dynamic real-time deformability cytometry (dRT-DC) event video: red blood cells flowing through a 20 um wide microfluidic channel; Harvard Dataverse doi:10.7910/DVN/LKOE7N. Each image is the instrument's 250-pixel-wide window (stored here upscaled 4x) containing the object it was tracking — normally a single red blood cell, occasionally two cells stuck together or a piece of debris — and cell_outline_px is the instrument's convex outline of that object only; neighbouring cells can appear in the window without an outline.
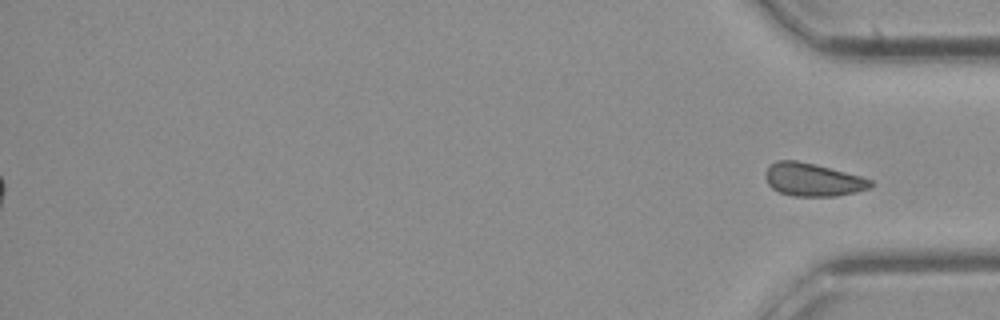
{"species": "common noctule bat (a hibernating species)", "species_latin": "Nyctalus noctula", "temperature_condition": "cold", "stored_images_in_passage": 26, "segment_of_instrument_passage": [2, 2], "camera_frame_rate_fps": 3000, "um_per_image_px": 0.085, "animal": {"sex": "female", "body_mass_g": 21.9}, "frame": {"image": 1, "passage_image": 26, "time_ms": 8.333, "image_size_px": [1000, 320], "cell_outline_px": [[876, 184], [868, 188], [856, 192], [836, 196], [792, 196], [780, 192], [772, 188], [768, 184], [764, 176], [764, 172], [768, 164], [776, 160], [796, 160], [816, 164], [860, 176], [872, 180]], "centroid_in_image_um": [69.05, 15.26], "position_along_channel_um": 366.1, "area_um2": 20.46}}